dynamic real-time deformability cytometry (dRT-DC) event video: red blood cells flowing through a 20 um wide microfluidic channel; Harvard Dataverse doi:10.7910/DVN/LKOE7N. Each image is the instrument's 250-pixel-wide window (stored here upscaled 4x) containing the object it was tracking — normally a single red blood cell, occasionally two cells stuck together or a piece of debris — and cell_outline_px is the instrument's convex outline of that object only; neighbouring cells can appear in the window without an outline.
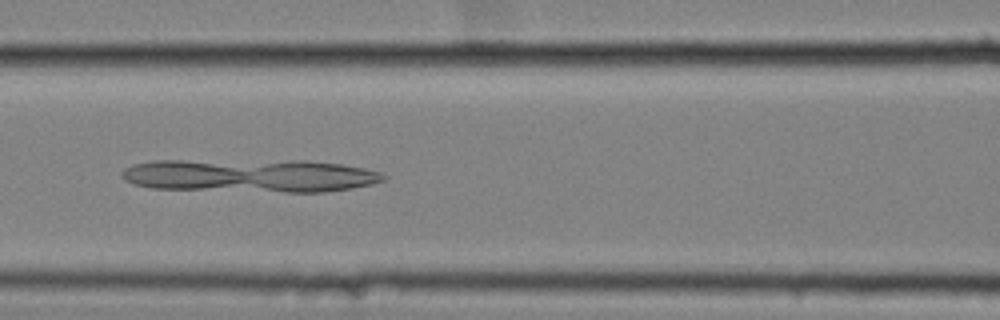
{"species": "common noctule bat (a hibernating species)", "species_latin": "Nyctalus noctula", "temperature_condition": "cold", "stored_images_in_passage": 57, "camera_frame_rate_fps": 3000, "um_per_image_px": 0.085, "animal": {"sex": "female", "body_mass_g": 25.1}, "frame": {"image": 1, "passage_image": 26, "time_ms": 8.333, "image_size_px": [1000, 320], "cell_outline_px": [[388, 176], [384, 180], [372, 184], [352, 188], [324, 192], [284, 192], [152, 188], [136, 184], [124, 180], [120, 176], [124, 168], [132, 164], [152, 160], [304, 160], [340, 164], [364, 168], [384, 172]], "centroid_in_image_um": [21.28, 14.91], "position_along_channel_um": 145.3, "area_um2": 51.15}}
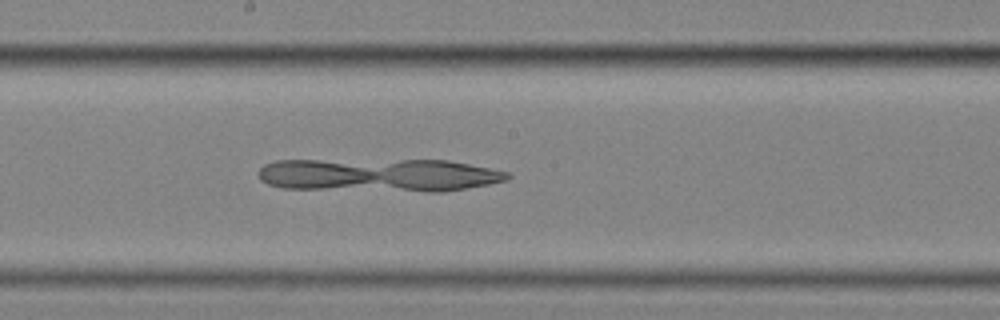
{"frame": {"image": 2, "passage_image": 32, "time_ms": 10.333, "image_size_px": [1000, 320], "cell_outline_px": [[512, 176], [508, 180], [468, 188], [444, 192], [428, 192], [284, 188], [268, 184], [260, 180], [260, 168], [264, 164], [276, 160], [448, 160], [508, 172]], "centroid_in_image_um": [32.23, 14.89], "position_along_channel_um": 216.0, "area_um2": 48.49}}
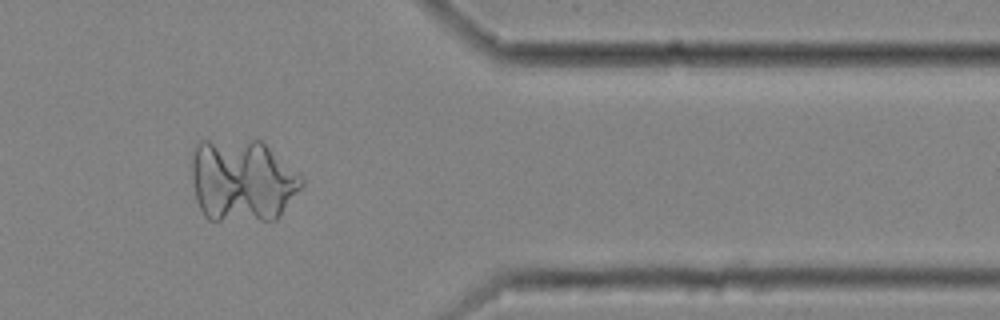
{"frame": {"image": 3, "passage_image": 48, "time_ms": 15.667, "image_size_px": [1000, 320], "cell_outline_px": [[304, 184], [280, 216], [276, 220], [208, 220], [204, 216], [196, 200], [192, 180], [192, 156], [196, 144], [200, 140], [260, 140], [304, 176]], "centroid_in_image_um": [20.6, 15.34], "position_along_channel_um": 390.8, "area_um2": 53.52}}